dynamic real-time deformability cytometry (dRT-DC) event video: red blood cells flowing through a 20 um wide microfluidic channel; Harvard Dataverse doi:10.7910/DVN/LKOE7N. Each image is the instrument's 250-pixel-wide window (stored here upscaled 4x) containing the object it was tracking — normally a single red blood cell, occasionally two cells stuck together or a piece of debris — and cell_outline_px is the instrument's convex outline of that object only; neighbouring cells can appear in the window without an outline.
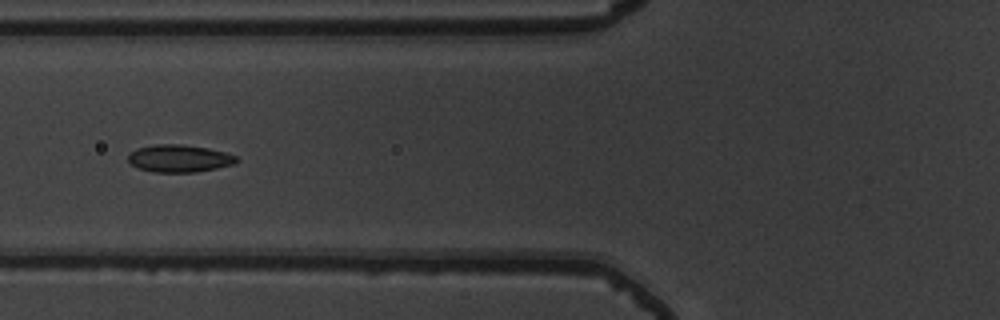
{"species": "common noctule bat (a hibernating species)", "species_latin": "Nyctalus noctula", "temperature_condition": "warm", "stored_images_in_passage": 55, "segment_of_instrument_passage": [1, 2], "camera_frame_rate_fps": 3000, "um_per_image_px": 0.085, "animal": {"sex": "male", "body_mass_g": 19.5, "forearm_length_mm": 54.6}, "frame": {"image": 1, "passage_image": 21, "time_ms": 6.667, "image_size_px": [1000, 320], "cell_outline_px": [[240, 160], [236, 164], [196, 172], [152, 172], [140, 168], [132, 164], [128, 160], [128, 156], [136, 148], [156, 144], [180, 144], [208, 148], [224, 152], [236, 156]], "centroid_in_image_um": [15.27, 13.47], "position_along_channel_um": 110.5, "area_um2": 17.28}}
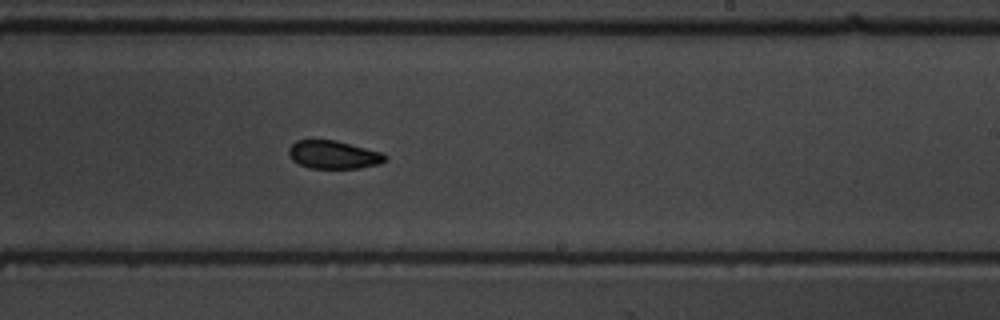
{"frame": {"image": 2, "passage_image": 33, "time_ms": 10.667, "image_size_px": [1000, 320], "cell_outline_px": [[388, 160], [380, 164], [356, 168], [308, 168], [292, 160], [288, 152], [288, 148], [296, 140], [336, 140], [384, 152], [388, 156]], "centroid_in_image_um": [28.39, 13.14], "position_along_channel_um": 260.6, "area_um2": 16.01}}
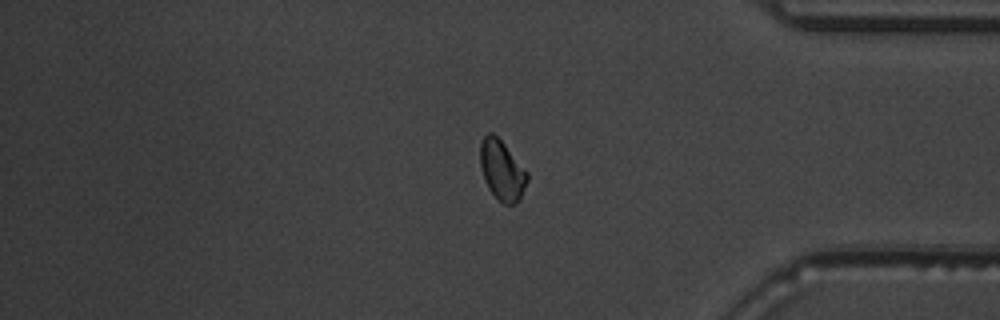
{"frame": {"image": 3, "passage_image": 45, "time_ms": 14.667, "image_size_px": [1000, 320], "cell_outline_px": [[528, 180], [516, 204], [504, 204], [488, 188], [484, 180], [480, 168], [480, 144], [484, 136], [488, 132], [492, 132], [504, 144], [528, 172]], "centroid_in_image_um": [42.65, 14.46], "position_along_channel_um": 392.6, "area_um2": 16.24}}